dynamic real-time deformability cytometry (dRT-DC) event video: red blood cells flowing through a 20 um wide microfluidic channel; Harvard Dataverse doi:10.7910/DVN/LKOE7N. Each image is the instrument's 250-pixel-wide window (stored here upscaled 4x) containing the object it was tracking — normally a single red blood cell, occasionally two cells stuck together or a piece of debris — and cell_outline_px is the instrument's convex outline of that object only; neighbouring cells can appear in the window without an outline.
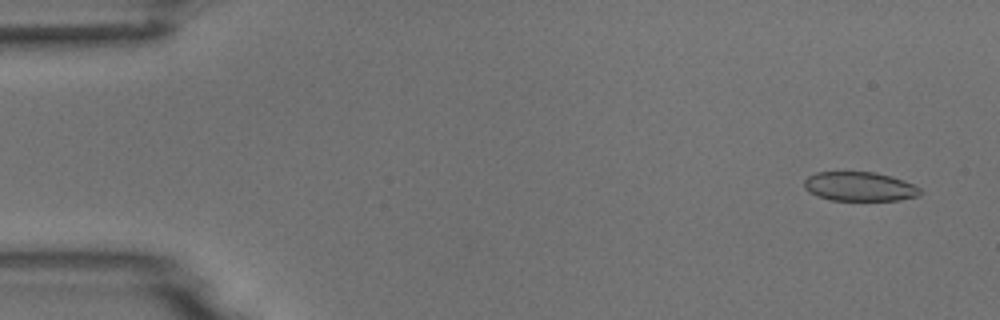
{"species": "common noctule bat (a hibernating species)", "species_latin": "Nyctalus noctula", "temperature_condition": "room temperature", "stored_images_in_passage": 5, "camera_frame_rate_fps": 3000, "um_per_image_px": 0.085, "animal": {"sex": "male", "body_mass_g": 18.8}, "frame": {"image": 1, "passage_image": 1, "time_ms": 0.0, "image_size_px": [1000, 320], "cell_outline_px": [[920, 196], [900, 200], [828, 200], [816, 196], [808, 192], [804, 188], [804, 180], [808, 176], [816, 172], [876, 172], [892, 176], [904, 180], [920, 188]], "centroid_in_image_um": [73.04, 15.85], "position_along_channel_um": 12.0, "area_um2": 19.94}}
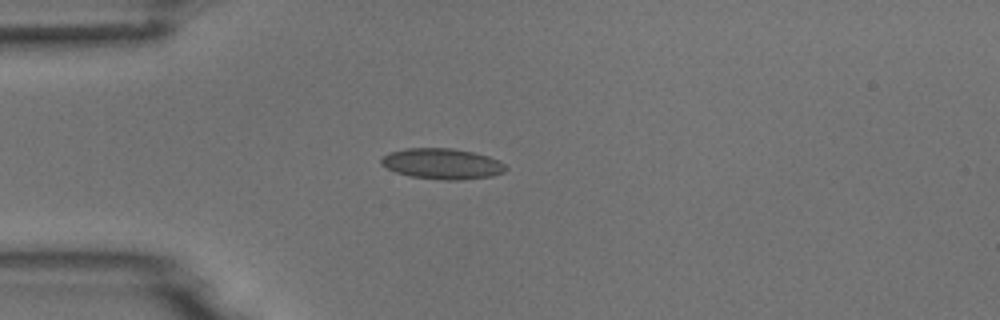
{"frame": {"image": 2, "passage_image": 4, "time_ms": 3.667, "image_size_px": [1000, 320], "cell_outline_px": [[508, 168], [504, 172], [492, 176], [460, 180], [444, 180], [412, 176], [396, 172], [380, 164], [380, 160], [388, 152], [404, 148], [452, 148], [472, 152], [488, 156], [500, 160]], "centroid_in_image_um": [37.6, 13.91], "position_along_channel_um": 47.4, "area_um2": 22.31}}